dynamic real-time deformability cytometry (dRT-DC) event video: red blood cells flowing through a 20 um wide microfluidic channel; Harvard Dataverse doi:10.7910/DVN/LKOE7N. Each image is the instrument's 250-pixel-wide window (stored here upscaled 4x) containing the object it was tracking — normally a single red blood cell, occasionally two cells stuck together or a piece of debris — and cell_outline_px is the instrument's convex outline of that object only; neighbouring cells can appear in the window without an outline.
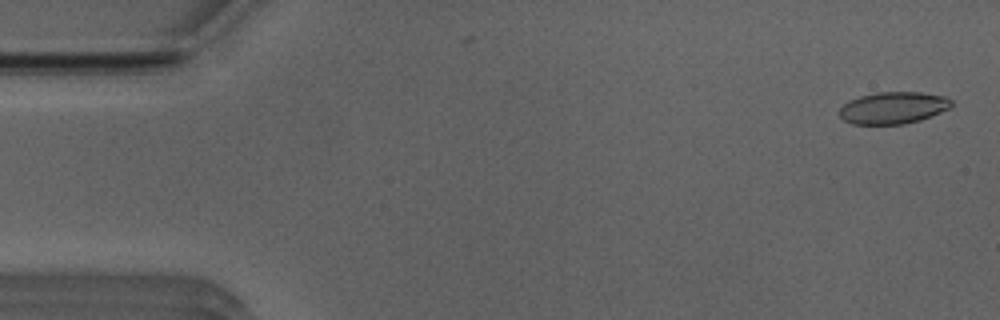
{"species": "Egyptian fruit bat (a non-hibernating species)", "species_latin": "Rousettus aegyptiacus", "temperature_condition": "room temperature", "stored_images_in_passage": 52, "camera_frame_rate_fps": 3000, "um_per_image_px": 0.085, "animal": {"sex": "male"}, "frame": {"image": 1, "passage_image": 2, "time_ms": 0.333, "image_size_px": [1000, 320], "cell_outline_px": [[952, 104], [948, 108], [940, 112], [920, 120], [904, 124], [852, 124], [844, 120], [840, 116], [840, 108], [848, 100], [860, 96], [876, 92], [920, 92], [948, 96], [952, 100]], "centroid_in_image_um": [75.92, 9.15], "position_along_channel_um": 9.1, "area_um2": 20.87}}
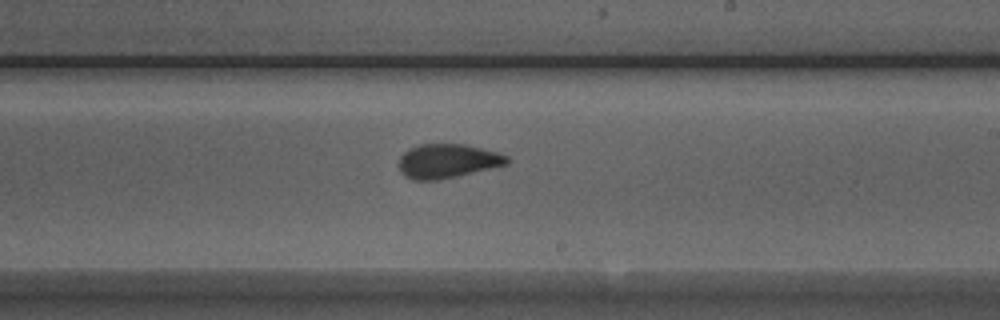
{"frame": {"image": 2, "passage_image": 30, "time_ms": 9.667, "image_size_px": [1000, 320], "cell_outline_px": [[508, 164], [440, 180], [412, 180], [404, 176], [400, 172], [400, 156], [408, 148], [420, 144], [464, 144], [496, 152], [508, 156]], "centroid_in_image_um": [38.0, 13.69], "position_along_channel_um": 251.0, "area_um2": 21.44}}
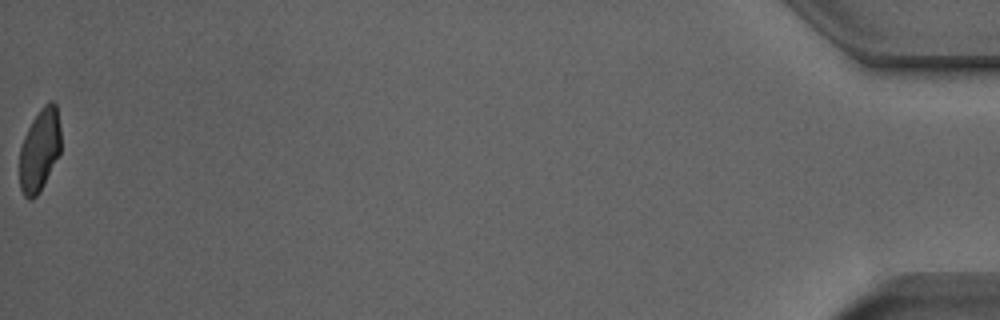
{"frame": {"image": 3, "passage_image": 52, "time_ms": 17.0, "image_size_px": [1000, 320], "cell_outline_px": [[60, 152], [40, 192], [32, 200], [28, 200], [24, 196], [20, 188], [20, 148], [24, 136], [32, 120], [44, 104], [48, 100], [52, 100], [56, 104], [60, 128]], "centroid_in_image_um": [3.36, 12.76], "position_along_channel_um": 431.8, "area_um2": 19.88}, "authors_computed_cell_mechanics": {"area_um2": 21.2993, "velocity_mm_per_s": 3.9406, "shape_relaxation_time_tau1_ms": 5.214, "shape_relaxation_time_tau2_ms": 1.3136, "deformation_change_tau1": 0.1605, "deformation_change_tau2": 0.0691}}